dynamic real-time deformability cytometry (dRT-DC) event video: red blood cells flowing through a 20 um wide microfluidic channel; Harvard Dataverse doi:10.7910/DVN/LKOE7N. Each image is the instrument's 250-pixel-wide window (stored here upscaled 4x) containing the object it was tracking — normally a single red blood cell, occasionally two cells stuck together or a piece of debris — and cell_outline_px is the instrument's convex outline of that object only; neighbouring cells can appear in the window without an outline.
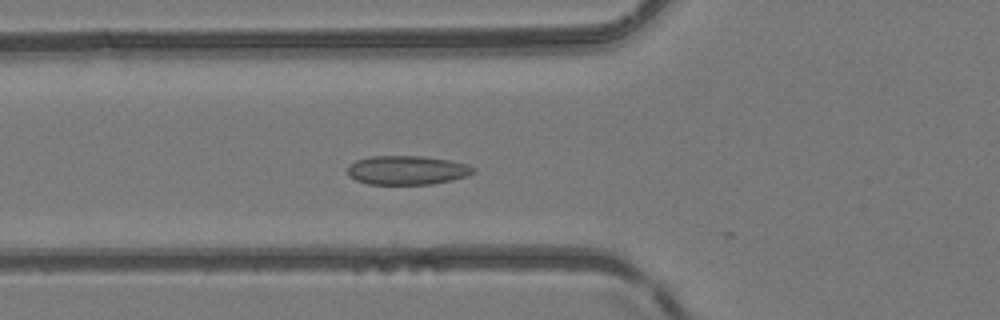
{"species": "common noctule bat (a hibernating species)", "species_latin": "Nyctalus noctula", "temperature_condition": "room temperature", "stored_images_in_passage": 10, "camera_frame_rate_fps": 3000, "um_per_image_px": 0.085, "animal": {"sex": "female", "body_mass_g": 24.6, "forearm_length_mm": 56.2}, "frame": {"image": 1, "passage_image": 3, "time_ms": 0.667, "image_size_px": [1000, 320], "cell_outline_px": [[476, 172], [452, 180], [432, 184], [368, 184], [356, 180], [348, 176], [348, 164], [356, 160], [372, 156], [420, 156], [448, 160], [468, 164], [476, 168]], "centroid_in_image_um": [34.59, 14.46], "position_along_channel_um": 91.2, "area_um2": 21.27}}
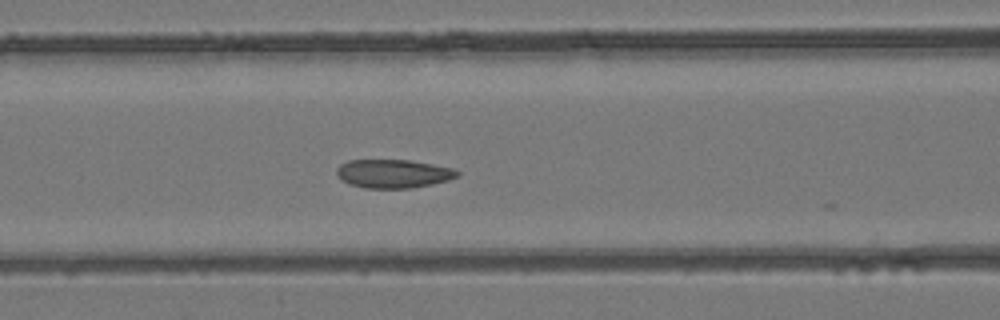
{"frame": {"image": 2, "passage_image": 6, "time_ms": 1.667, "image_size_px": [1000, 320], "cell_outline_px": [[460, 176], [448, 180], [432, 184], [412, 188], [364, 188], [348, 184], [340, 180], [336, 172], [336, 168], [340, 164], [348, 160], [412, 160], [452, 168], [460, 172]], "centroid_in_image_um": [33.41, 14.76], "position_along_channel_um": 133.2, "area_um2": 20.29}}
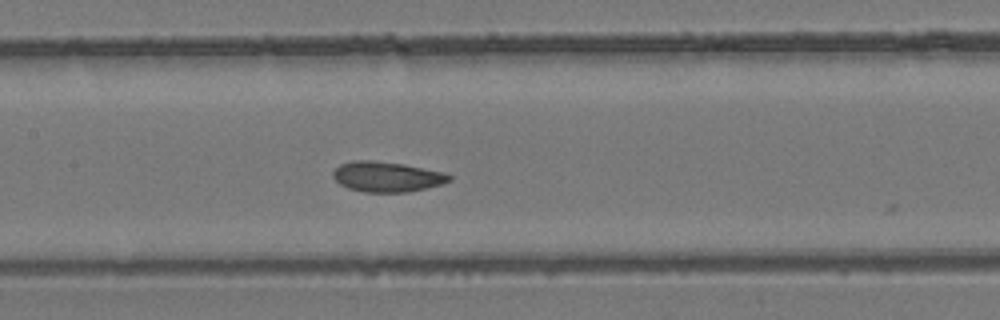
{"frame": {"image": 3, "passage_image": 9, "time_ms": 2.667, "image_size_px": [1000, 320], "cell_outline_px": [[452, 180], [440, 184], [408, 192], [364, 192], [348, 188], [340, 184], [332, 176], [332, 172], [340, 164], [352, 160], [372, 160], [404, 164], [444, 172], [452, 176]], "centroid_in_image_um": [32.86, 15.01], "position_along_channel_um": 174.5, "area_um2": 20.46}}